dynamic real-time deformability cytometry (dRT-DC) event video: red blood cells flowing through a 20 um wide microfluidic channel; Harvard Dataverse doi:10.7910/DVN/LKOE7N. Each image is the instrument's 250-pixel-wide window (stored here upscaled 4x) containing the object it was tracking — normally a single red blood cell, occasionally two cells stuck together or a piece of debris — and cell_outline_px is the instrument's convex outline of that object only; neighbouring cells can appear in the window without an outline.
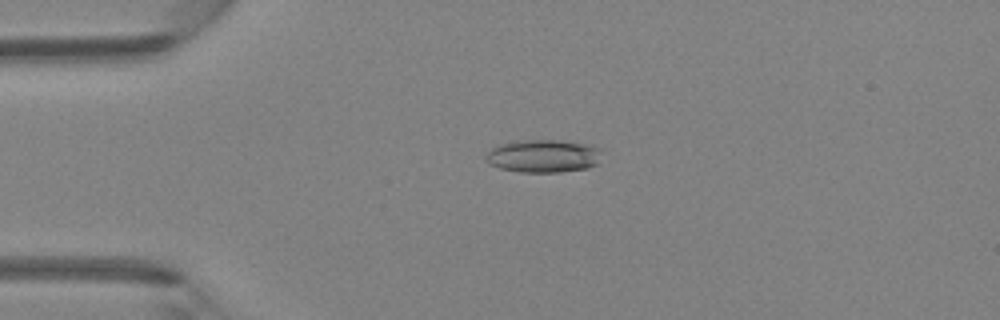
{"species": "Egyptian fruit bat (a non-hibernating species)", "species_latin": "Rousettus aegyptiacus", "temperature_condition": "room temperature", "stored_images_in_passage": 41, "camera_frame_rate_fps": 3000, "um_per_image_px": 0.085, "animal": {"sex": "female"}, "frame": {"image": 1, "passage_image": 6, "time_ms": 1.667, "image_size_px": [1000, 320], "cell_outline_px": [[600, 148], [596, 164], [588, 168], [560, 172], [520, 172], [500, 168], [488, 164], [488, 152], [492, 148], [500, 144], [520, 140], [560, 140], [584, 144]], "centroid_in_image_um": [46.16, 13.26], "position_along_channel_um": 38.8, "area_um2": 21.91}}
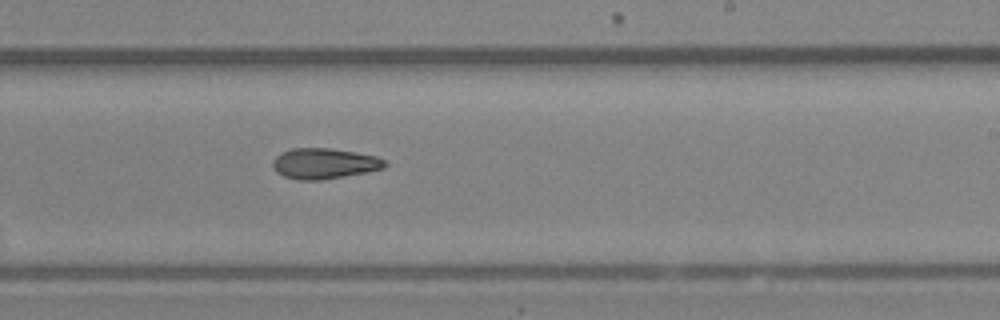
{"frame": {"image": 2, "passage_image": 23, "time_ms": 7.333, "image_size_px": [1000, 320], "cell_outline_px": [[388, 164], [384, 168], [368, 172], [320, 180], [300, 180], [284, 176], [276, 172], [272, 164], [272, 160], [280, 152], [292, 148], [332, 148], [356, 152], [376, 156], [384, 160]], "centroid_in_image_um": [27.55, 13.89], "position_along_channel_um": 261.4, "area_um2": 20.11}}
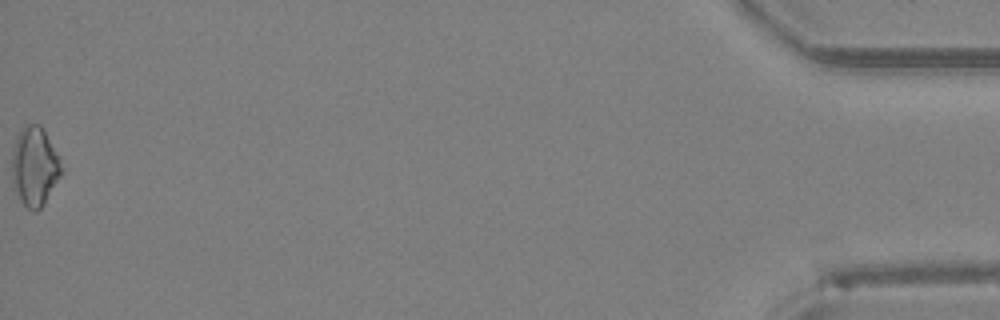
{"frame": {"image": 3, "passage_image": 41, "time_ms": 13.333, "image_size_px": [1000, 320], "cell_outline_px": [[64, 172], [40, 208], [36, 212], [32, 212], [20, 200], [12, 180], [12, 148], [16, 136], [20, 128], [24, 124], [40, 124], [60, 156], [64, 168]], "centroid_in_image_um": [2.96, 14.11], "position_along_channel_um": 432.2, "area_um2": 23.18}}